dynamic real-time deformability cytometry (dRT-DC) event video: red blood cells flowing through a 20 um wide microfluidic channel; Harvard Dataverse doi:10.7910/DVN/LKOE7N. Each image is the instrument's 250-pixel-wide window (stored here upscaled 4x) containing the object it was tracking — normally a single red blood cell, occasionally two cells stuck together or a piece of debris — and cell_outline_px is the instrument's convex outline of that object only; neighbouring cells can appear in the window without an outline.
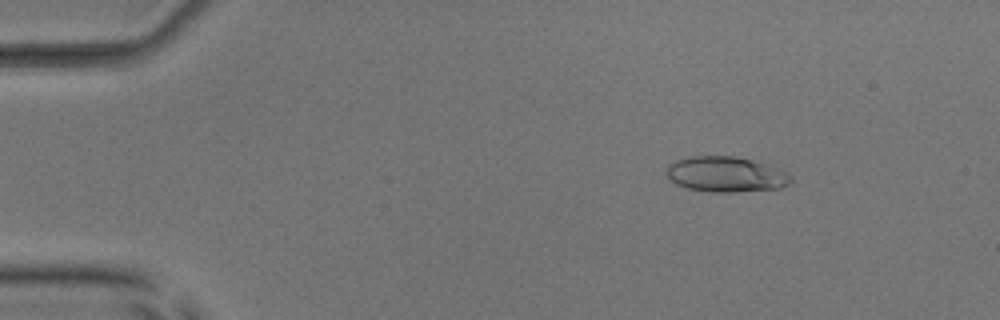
{"species": "common noctule bat (a hibernating species)", "species_latin": "Nyctalus noctula", "temperature_condition": "room temperature", "stored_images_in_passage": 52, "camera_frame_rate_fps": 3000, "um_per_image_px": 0.085, "animal": {"sex": "male", "body_mass_g": 17.9, "forearm_length_mm": 54.2}, "frame": {"image": 1, "passage_image": 8, "time_ms": 2.333, "image_size_px": [1000, 320], "cell_outline_px": [[792, 180], [788, 184], [780, 188], [736, 192], [712, 192], [688, 188], [676, 184], [668, 176], [668, 164], [676, 160], [688, 156], [732, 156], [752, 160], [788, 172], [792, 176]], "centroid_in_image_um": [61.71, 14.82], "position_along_channel_um": 23.3, "area_um2": 25.49}}
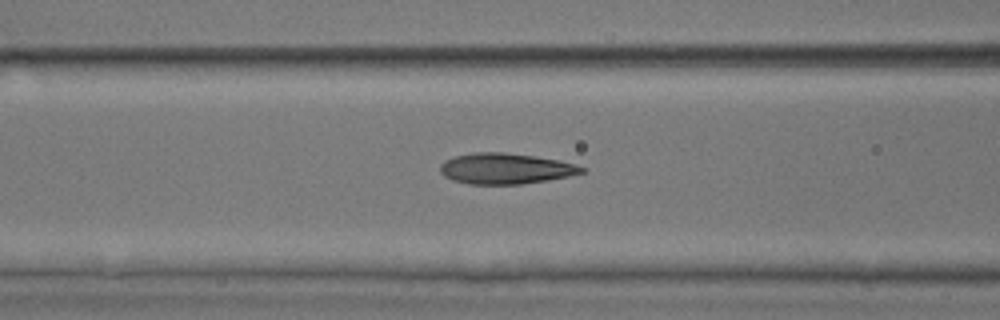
{"frame": {"image": 2, "passage_image": 22, "time_ms": 7.0, "image_size_px": [1000, 320], "cell_outline_px": [[588, 168], [584, 172], [568, 176], [548, 180], [520, 184], [468, 184], [452, 180], [444, 176], [440, 172], [440, 164], [444, 160], [456, 156], [472, 152], [504, 152], [536, 156], [560, 160], [576, 164]], "centroid_in_image_um": [42.98, 14.32], "position_along_channel_um": 123.6, "area_um2": 25.61}}
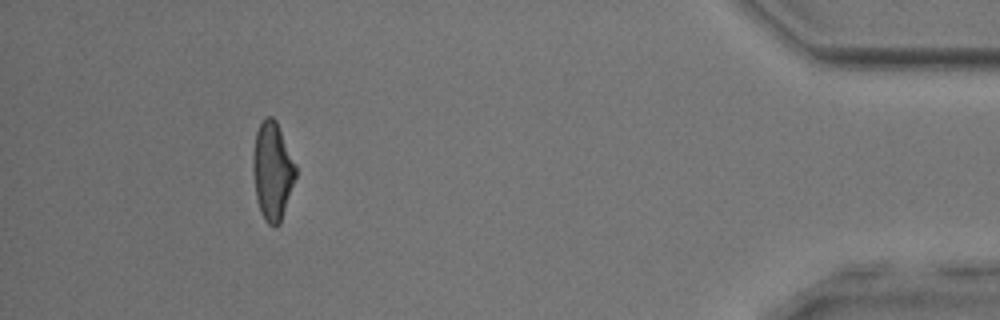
{"frame": {"image": 3, "passage_image": 48, "time_ms": 15.667, "image_size_px": [1000, 320], "cell_outline_px": [[296, 176], [280, 224], [276, 228], [268, 224], [264, 220], [260, 212], [256, 196], [252, 172], [252, 156], [256, 132], [264, 116], [272, 116], [276, 120], [296, 164]], "centroid_in_image_um": [23.14, 14.54], "position_along_channel_um": 412.1, "area_um2": 24.62}, "authors_computed_cell_mechanics": {"area_um2": 25.0274, "velocity_mm_per_s": 3.9956, "shape_relaxation_time_tau1_ms": 9.6705, "shape_relaxation_time_tau2_ms": 1.3698, "deformation_change_tau1": 0.2631, "deformation_change_tau2": 0.0882}}